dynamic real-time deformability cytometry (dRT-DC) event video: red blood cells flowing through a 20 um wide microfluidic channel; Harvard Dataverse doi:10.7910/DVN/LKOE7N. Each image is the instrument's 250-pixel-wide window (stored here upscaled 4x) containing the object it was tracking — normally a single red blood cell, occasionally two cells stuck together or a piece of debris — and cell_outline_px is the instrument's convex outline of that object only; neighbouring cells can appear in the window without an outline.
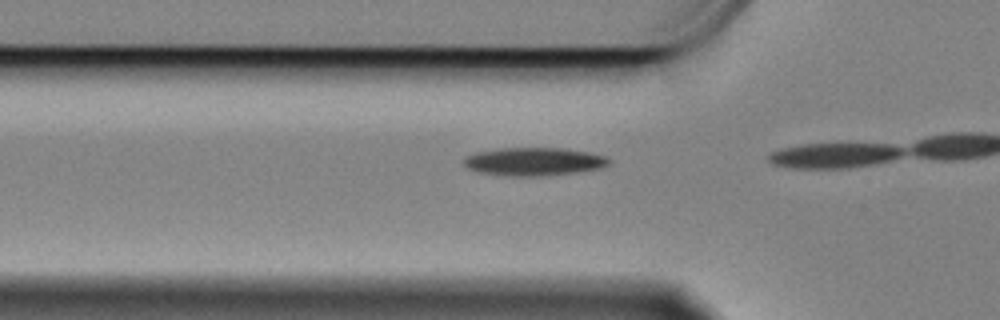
{"species": "Egyptian fruit bat (a non-hibernating species)", "species_latin": "Rousettus aegyptiacus", "temperature_condition": "cold", "stored_images_in_passage": 16, "camera_frame_rate_fps": 3000, "um_per_image_px": 0.085, "animal": {"sex": "female"}, "frame": {"image": 1, "passage_image": 15, "time_ms": 4.667, "image_size_px": [1000, 320], "cell_outline_px": [[612, 164], [600, 168], [576, 172], [540, 176], [512, 176], [480, 172], [468, 168], [464, 164], [464, 156], [476, 152], [500, 148], [564, 148], [588, 152], [608, 156], [612, 160]], "centroid_in_image_um": [45.43, 13.72], "position_along_channel_um": 80.4, "area_um2": 23.87}}